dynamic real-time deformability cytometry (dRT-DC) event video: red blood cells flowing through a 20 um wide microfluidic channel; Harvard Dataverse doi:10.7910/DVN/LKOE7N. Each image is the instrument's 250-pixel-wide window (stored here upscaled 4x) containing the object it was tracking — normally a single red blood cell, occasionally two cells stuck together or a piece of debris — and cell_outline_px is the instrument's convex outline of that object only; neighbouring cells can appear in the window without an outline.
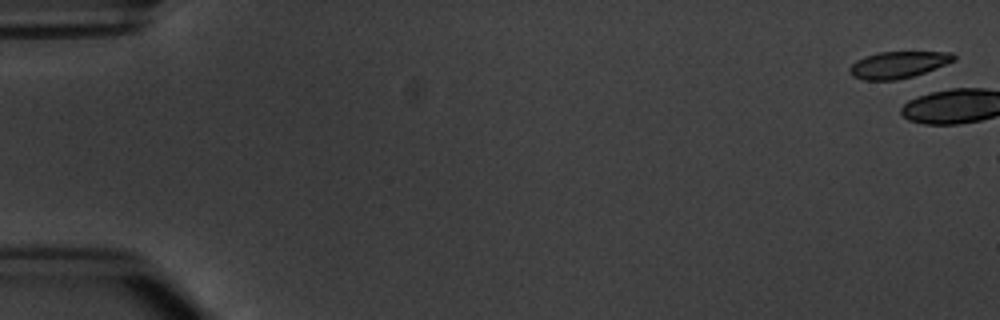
{"species": "common noctule bat (a hibernating species)", "species_latin": "Nyctalus noctula", "temperature_condition": "warm", "stored_images_in_passage": 4, "segment_of_instrument_passage": [2, 2], "camera_frame_rate_fps": 3000, "um_per_image_px": 0.085, "animal": {"sex": "male", "body_mass_g": 20.1, "forearm_length_mm": 53.5}, "frame": {"image": 1, "passage_image": 4, "time_ms": 3.667, "image_size_px": [1000, 320], "cell_outline_px": [[956, 60], [924, 72], [912, 76], [896, 80], [864, 80], [852, 76], [848, 72], [848, 68], [856, 60], [864, 56], [880, 52], [952, 52], [956, 56]], "centroid_in_image_um": [76.31, 5.5], "position_along_channel_um": 8.7, "area_um2": 16.18}}